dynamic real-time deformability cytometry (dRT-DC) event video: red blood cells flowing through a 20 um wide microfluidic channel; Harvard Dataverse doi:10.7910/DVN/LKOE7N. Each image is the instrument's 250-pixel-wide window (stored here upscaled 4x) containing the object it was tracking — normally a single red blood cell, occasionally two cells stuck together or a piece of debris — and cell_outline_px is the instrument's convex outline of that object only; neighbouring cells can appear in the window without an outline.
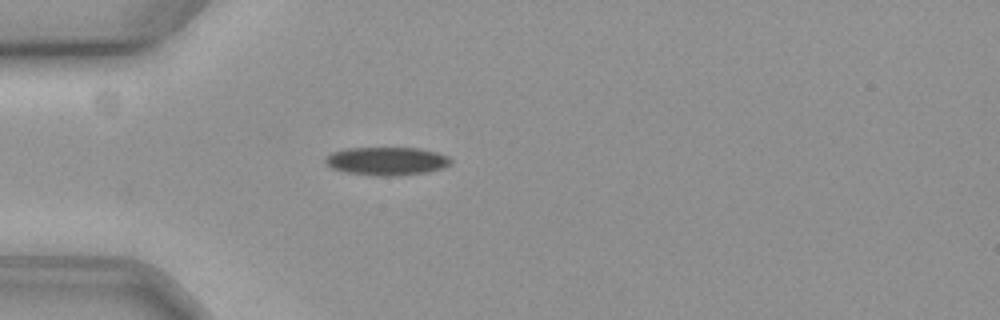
{"species": "common noctule bat (a hibernating species)", "species_latin": "Nyctalus noctula", "temperature_condition": "cold", "stored_images_in_passage": 30, "camera_frame_rate_fps": 3000, "um_per_image_px": 0.085, "animal": {"sex": "female", "body_mass_g": 19.3, "forearm_length_mm": 54.1}, "frame": {"image": 1, "passage_image": 1, "time_ms": 0.0, "image_size_px": [1000, 320], "cell_outline_px": [[452, 160], [448, 164], [440, 168], [424, 172], [396, 176], [376, 176], [344, 172], [332, 168], [324, 164], [324, 160], [332, 152], [348, 148], [420, 148], [436, 152], [448, 156]], "centroid_in_image_um": [32.82, 13.69], "position_along_channel_um": 52.2, "area_um2": 20.52}}
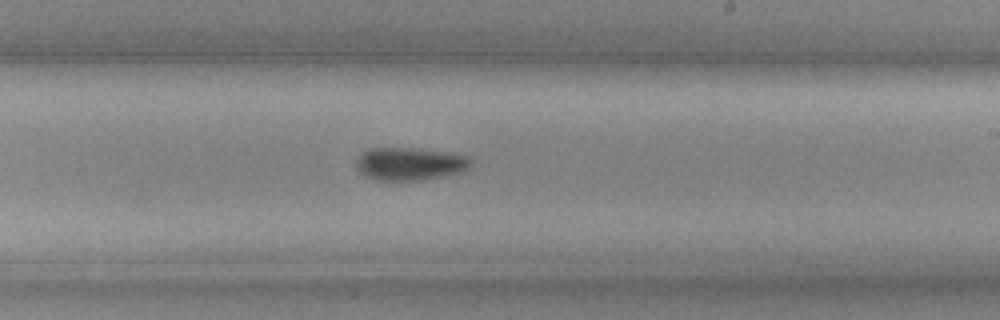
{"frame": {"image": 2, "passage_image": 19, "time_ms": 6.0, "image_size_px": [1000, 320], "cell_outline_px": [[472, 164], [468, 168], [460, 172], [424, 180], [376, 180], [364, 176], [356, 168], [356, 160], [368, 148], [412, 148], [444, 152], [468, 156], [472, 160]], "centroid_in_image_um": [34.82, 13.93], "position_along_channel_um": 254.2, "area_um2": 21.85}}
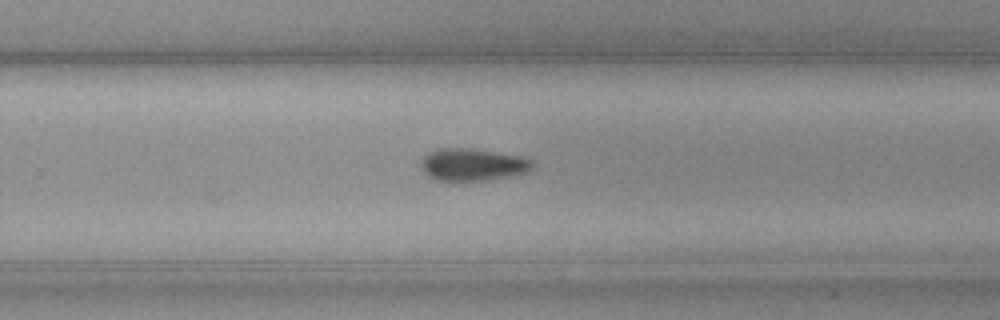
{"frame": {"image": 3, "passage_image": 22, "time_ms": 7.0, "image_size_px": [1000, 320], "cell_outline_px": [[536, 164], [528, 172], [512, 176], [488, 180], [456, 184], [448, 184], [432, 180], [420, 168], [420, 160], [428, 152], [440, 148], [472, 148], [524, 156], [532, 160]], "centroid_in_image_um": [40.14, 14.04], "position_along_channel_um": 289.7, "area_um2": 22.37}, "authors_computed_cell_mechanics": {"area_um2": 20.9814, "velocity_mm_per_s": 3.5695, "shape_relaxation_time_tau1_ms": 7.4838, "shape_relaxation_time_tau2_ms": null, "deformation_change_tau1": 0.1248, "deformation_change_tau2": null}}